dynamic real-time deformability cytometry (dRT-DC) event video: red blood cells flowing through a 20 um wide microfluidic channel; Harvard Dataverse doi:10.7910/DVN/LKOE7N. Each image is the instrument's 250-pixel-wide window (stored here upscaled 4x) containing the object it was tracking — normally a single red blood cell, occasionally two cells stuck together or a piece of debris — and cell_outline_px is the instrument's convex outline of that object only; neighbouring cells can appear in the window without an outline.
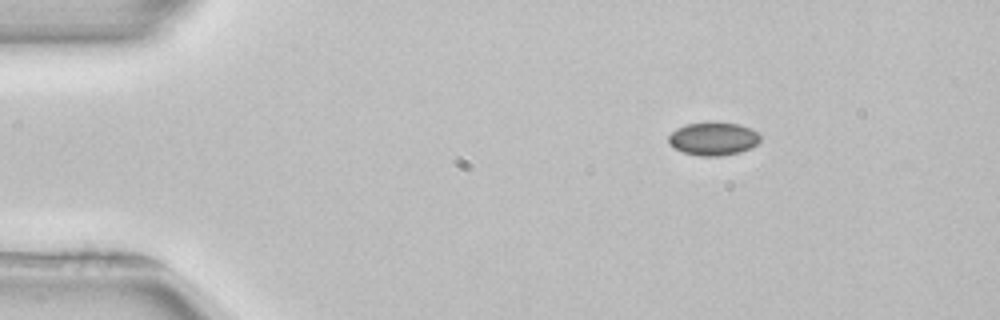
{"species": "common noctule bat (a hibernating species)", "species_latin": "Nyctalus noctula", "temperature_condition": "room temperature", "stored_images_in_passage": 45, "camera_frame_rate_fps": 3000, "um_per_image_px": 0.085, "animal": {"sex": "female", "body_mass_g": 22.7, "forearm_length_mm": 54.2}, "frame": {"image": 1, "passage_image": 1, "time_ms": 0.0, "image_size_px": [1000, 320], "cell_outline_px": [[760, 140], [752, 148], [740, 152], [720, 156], [700, 156], [684, 152], [668, 144], [668, 136], [676, 128], [688, 124], [740, 124], [752, 128], [760, 136]], "centroid_in_image_um": [60.64, 11.82], "position_along_channel_um": 24.4, "area_um2": 17.34}}
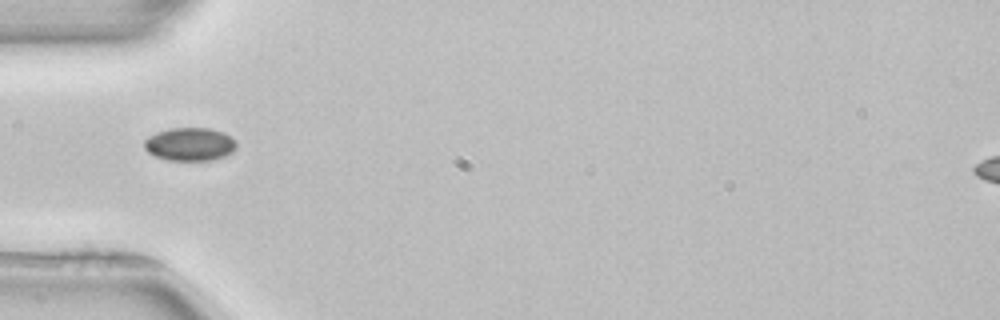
{"frame": {"image": 2, "passage_image": 10, "time_ms": 3.0, "image_size_px": [1000, 320], "cell_outline_px": [[236, 148], [232, 152], [224, 156], [212, 160], [168, 160], [156, 156], [148, 152], [144, 148], [144, 140], [148, 136], [156, 132], [168, 128], [212, 128], [224, 132], [236, 140]], "centroid_in_image_um": [16.14, 12.24], "position_along_channel_um": 68.9, "area_um2": 17.98}}
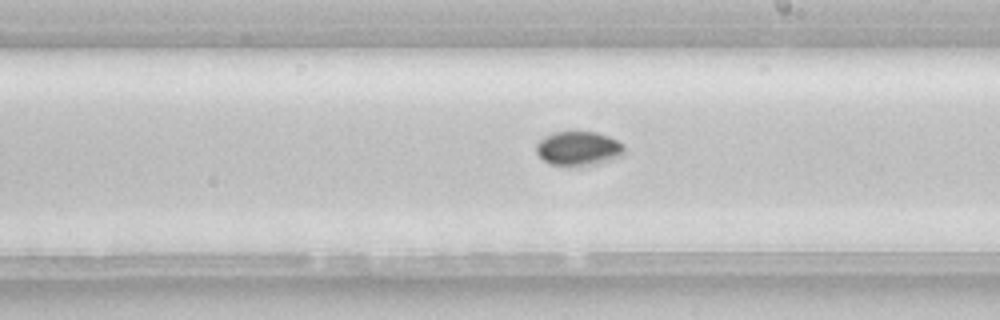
{"frame": {"image": 3, "passage_image": 23, "time_ms": 7.333, "image_size_px": [1000, 320], "cell_outline_px": [[624, 152], [620, 156], [596, 164], [548, 164], [536, 152], [536, 144], [544, 136], [552, 132], [596, 132], [608, 136], [624, 144]], "centroid_in_image_um": [49.15, 12.59], "position_along_channel_um": 239.8, "area_um2": 17.17}, "authors_computed_cell_mechanics": {"area_um2": 17.34, "velocity_mm_per_s": 3.9418, "shape_relaxation_time_tau1_ms": 1.2094, "shape_relaxation_time_tau2_ms": null, "deformation_change_tau1": 0.0332, "deformation_change_tau2": null}}